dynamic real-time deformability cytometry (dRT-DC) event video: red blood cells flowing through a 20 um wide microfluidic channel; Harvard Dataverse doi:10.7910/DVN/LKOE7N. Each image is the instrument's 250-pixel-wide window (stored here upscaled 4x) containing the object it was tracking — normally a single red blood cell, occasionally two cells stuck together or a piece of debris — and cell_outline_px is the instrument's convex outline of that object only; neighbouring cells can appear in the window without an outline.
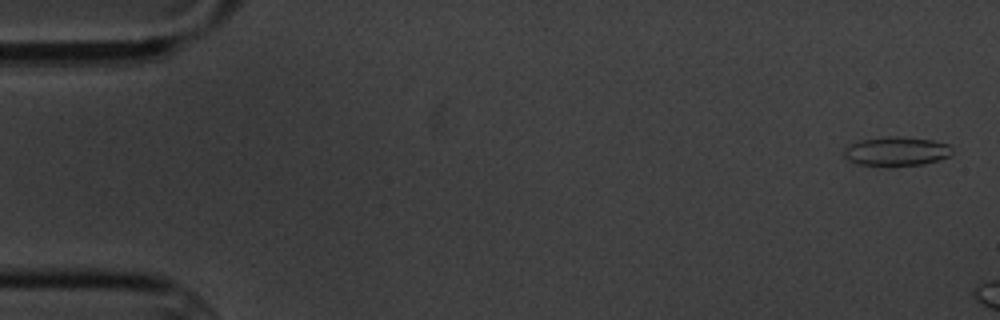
{"species": "common noctule bat (a hibernating species)", "species_latin": "Nyctalus noctula", "temperature_condition": "cold", "stored_images_in_passage": 3, "camera_frame_rate_fps": 3000, "um_per_image_px": 0.085, "animal": {"sex": "male", "body_mass_g": 20.1, "forearm_length_mm": 53.5}, "frame": {"image": 1, "passage_image": 1, "time_ms": 0.0, "image_size_px": [1000, 320], "cell_outline_px": [[952, 152], [948, 156], [940, 160], [924, 164], [860, 164], [848, 160], [844, 156], [844, 148], [860, 140], [888, 136], [900, 136], [932, 140], [948, 144], [952, 148]], "centroid_in_image_um": [76.22, 12.83], "position_along_channel_um": 8.8, "area_um2": 17.86}}